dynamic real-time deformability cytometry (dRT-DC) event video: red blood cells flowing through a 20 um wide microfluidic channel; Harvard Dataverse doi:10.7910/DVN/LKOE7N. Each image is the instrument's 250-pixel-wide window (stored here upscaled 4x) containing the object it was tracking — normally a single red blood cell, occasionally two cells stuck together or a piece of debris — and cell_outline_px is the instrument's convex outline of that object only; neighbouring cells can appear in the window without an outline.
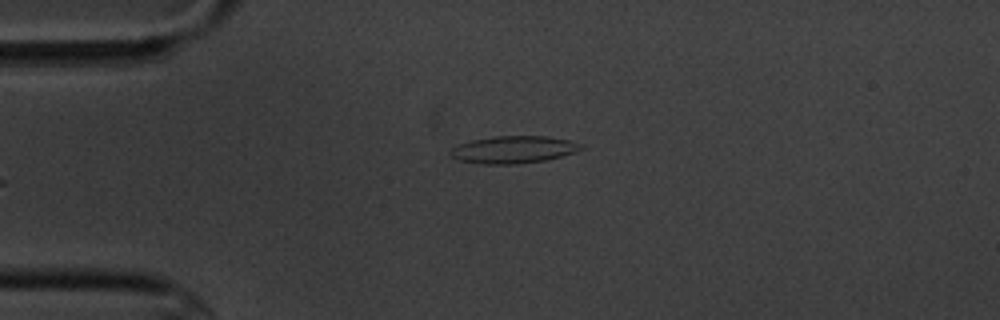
{"species": "common noctule bat (a hibernating species)", "species_latin": "Nyctalus noctula", "temperature_condition": "cold", "stored_images_in_passage": 5, "camera_frame_rate_fps": 3000, "um_per_image_px": 0.085, "animal": {"sex": "male", "body_mass_g": 20.1, "forearm_length_mm": 53.5}, "frame": {"image": 1, "passage_image": 5, "time_ms": 4.667, "image_size_px": [1000, 320], "cell_outline_px": [[584, 148], [576, 152], [544, 160], [516, 164], [484, 164], [460, 160], [452, 156], [448, 152], [456, 144], [472, 140], [496, 136], [548, 136], [568, 140], [584, 144]], "centroid_in_image_um": [43.65, 12.71], "position_along_channel_um": 41.3, "area_um2": 20.75}}